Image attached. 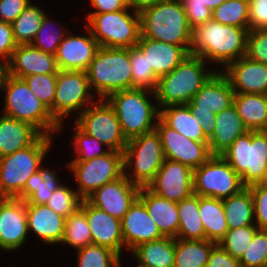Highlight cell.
<instances>
[{"label":"cell","mask_w":267,"mask_h":267,"mask_svg":"<svg viewBox=\"0 0 267 267\" xmlns=\"http://www.w3.org/2000/svg\"><path fill=\"white\" fill-rule=\"evenodd\" d=\"M222 204L228 229L256 225L253 222L255 217L252 193L248 187L236 195L222 199Z\"/></svg>","instance_id":"36"},{"label":"cell","mask_w":267,"mask_h":267,"mask_svg":"<svg viewBox=\"0 0 267 267\" xmlns=\"http://www.w3.org/2000/svg\"><path fill=\"white\" fill-rule=\"evenodd\" d=\"M5 68L7 74L22 79L34 74L59 72L56 56L45 53L31 44L17 45Z\"/></svg>","instance_id":"21"},{"label":"cell","mask_w":267,"mask_h":267,"mask_svg":"<svg viewBox=\"0 0 267 267\" xmlns=\"http://www.w3.org/2000/svg\"><path fill=\"white\" fill-rule=\"evenodd\" d=\"M239 261L242 267H267V230L255 232Z\"/></svg>","instance_id":"47"},{"label":"cell","mask_w":267,"mask_h":267,"mask_svg":"<svg viewBox=\"0 0 267 267\" xmlns=\"http://www.w3.org/2000/svg\"><path fill=\"white\" fill-rule=\"evenodd\" d=\"M160 134L164 157L196 169L211 156L208 142H196L167 126L160 118L155 121Z\"/></svg>","instance_id":"16"},{"label":"cell","mask_w":267,"mask_h":267,"mask_svg":"<svg viewBox=\"0 0 267 267\" xmlns=\"http://www.w3.org/2000/svg\"><path fill=\"white\" fill-rule=\"evenodd\" d=\"M138 198L164 236L177 238L179 215L177 202L162 198L147 187L140 188Z\"/></svg>","instance_id":"27"},{"label":"cell","mask_w":267,"mask_h":267,"mask_svg":"<svg viewBox=\"0 0 267 267\" xmlns=\"http://www.w3.org/2000/svg\"><path fill=\"white\" fill-rule=\"evenodd\" d=\"M126 1L129 10L130 8H132V11L134 10L135 12L140 14L142 11L154 6L161 0H126Z\"/></svg>","instance_id":"57"},{"label":"cell","mask_w":267,"mask_h":267,"mask_svg":"<svg viewBox=\"0 0 267 267\" xmlns=\"http://www.w3.org/2000/svg\"><path fill=\"white\" fill-rule=\"evenodd\" d=\"M5 72H6L5 64L2 62L0 63V88H1V82H2Z\"/></svg>","instance_id":"58"},{"label":"cell","mask_w":267,"mask_h":267,"mask_svg":"<svg viewBox=\"0 0 267 267\" xmlns=\"http://www.w3.org/2000/svg\"><path fill=\"white\" fill-rule=\"evenodd\" d=\"M205 64L206 61L201 57L189 54L170 73L161 76L154 94L158 108L189 103L216 72H207Z\"/></svg>","instance_id":"4"},{"label":"cell","mask_w":267,"mask_h":267,"mask_svg":"<svg viewBox=\"0 0 267 267\" xmlns=\"http://www.w3.org/2000/svg\"><path fill=\"white\" fill-rule=\"evenodd\" d=\"M91 5L96 9L89 14H100L124 10L128 5L126 0H91Z\"/></svg>","instance_id":"56"},{"label":"cell","mask_w":267,"mask_h":267,"mask_svg":"<svg viewBox=\"0 0 267 267\" xmlns=\"http://www.w3.org/2000/svg\"><path fill=\"white\" fill-rule=\"evenodd\" d=\"M244 188L240 176L221 155H212L194 169L193 194L224 199Z\"/></svg>","instance_id":"13"},{"label":"cell","mask_w":267,"mask_h":267,"mask_svg":"<svg viewBox=\"0 0 267 267\" xmlns=\"http://www.w3.org/2000/svg\"><path fill=\"white\" fill-rule=\"evenodd\" d=\"M123 155L124 175L140 188L147 187L165 160L160 134L155 129L129 139Z\"/></svg>","instance_id":"9"},{"label":"cell","mask_w":267,"mask_h":267,"mask_svg":"<svg viewBox=\"0 0 267 267\" xmlns=\"http://www.w3.org/2000/svg\"><path fill=\"white\" fill-rule=\"evenodd\" d=\"M66 166L74 173L78 195L85 200L98 188L124 175V155L110 151L91 160L71 161Z\"/></svg>","instance_id":"12"},{"label":"cell","mask_w":267,"mask_h":267,"mask_svg":"<svg viewBox=\"0 0 267 267\" xmlns=\"http://www.w3.org/2000/svg\"><path fill=\"white\" fill-rule=\"evenodd\" d=\"M249 1V30L267 29V0Z\"/></svg>","instance_id":"52"},{"label":"cell","mask_w":267,"mask_h":267,"mask_svg":"<svg viewBox=\"0 0 267 267\" xmlns=\"http://www.w3.org/2000/svg\"><path fill=\"white\" fill-rule=\"evenodd\" d=\"M16 47L12 24L0 20V58L5 59L3 62L5 65L9 62Z\"/></svg>","instance_id":"53"},{"label":"cell","mask_w":267,"mask_h":267,"mask_svg":"<svg viewBox=\"0 0 267 267\" xmlns=\"http://www.w3.org/2000/svg\"><path fill=\"white\" fill-rule=\"evenodd\" d=\"M225 69L223 74L235 93L267 95V65L244 56L229 63Z\"/></svg>","instance_id":"24"},{"label":"cell","mask_w":267,"mask_h":267,"mask_svg":"<svg viewBox=\"0 0 267 267\" xmlns=\"http://www.w3.org/2000/svg\"><path fill=\"white\" fill-rule=\"evenodd\" d=\"M234 90L221 71H216L186 103L190 112L200 119L199 125L209 139L215 130L216 114L233 105Z\"/></svg>","instance_id":"11"},{"label":"cell","mask_w":267,"mask_h":267,"mask_svg":"<svg viewBox=\"0 0 267 267\" xmlns=\"http://www.w3.org/2000/svg\"><path fill=\"white\" fill-rule=\"evenodd\" d=\"M73 135L77 158L72 161H87L101 157L110 152L109 149L102 151V143L96 138L83 132L77 125Z\"/></svg>","instance_id":"48"},{"label":"cell","mask_w":267,"mask_h":267,"mask_svg":"<svg viewBox=\"0 0 267 267\" xmlns=\"http://www.w3.org/2000/svg\"><path fill=\"white\" fill-rule=\"evenodd\" d=\"M45 12L29 4L12 23L13 36L17 45L31 44L42 25Z\"/></svg>","instance_id":"38"},{"label":"cell","mask_w":267,"mask_h":267,"mask_svg":"<svg viewBox=\"0 0 267 267\" xmlns=\"http://www.w3.org/2000/svg\"><path fill=\"white\" fill-rule=\"evenodd\" d=\"M258 229L257 225L229 229L218 244L233 258L240 259Z\"/></svg>","instance_id":"43"},{"label":"cell","mask_w":267,"mask_h":267,"mask_svg":"<svg viewBox=\"0 0 267 267\" xmlns=\"http://www.w3.org/2000/svg\"><path fill=\"white\" fill-rule=\"evenodd\" d=\"M131 252L142 267H174L175 238L164 236L145 242Z\"/></svg>","instance_id":"32"},{"label":"cell","mask_w":267,"mask_h":267,"mask_svg":"<svg viewBox=\"0 0 267 267\" xmlns=\"http://www.w3.org/2000/svg\"><path fill=\"white\" fill-rule=\"evenodd\" d=\"M30 2V0H0V20L12 24Z\"/></svg>","instance_id":"54"},{"label":"cell","mask_w":267,"mask_h":267,"mask_svg":"<svg viewBox=\"0 0 267 267\" xmlns=\"http://www.w3.org/2000/svg\"><path fill=\"white\" fill-rule=\"evenodd\" d=\"M233 105L249 131H267V95L235 93Z\"/></svg>","instance_id":"30"},{"label":"cell","mask_w":267,"mask_h":267,"mask_svg":"<svg viewBox=\"0 0 267 267\" xmlns=\"http://www.w3.org/2000/svg\"><path fill=\"white\" fill-rule=\"evenodd\" d=\"M50 26L51 21L45 14L42 25L31 45L45 53L56 55L58 46L62 42L65 35L60 30H52V33L50 32L47 34L50 31Z\"/></svg>","instance_id":"49"},{"label":"cell","mask_w":267,"mask_h":267,"mask_svg":"<svg viewBox=\"0 0 267 267\" xmlns=\"http://www.w3.org/2000/svg\"><path fill=\"white\" fill-rule=\"evenodd\" d=\"M76 119L75 124L83 132L99 140L110 151L124 153L128 140L122 132L114 108L106 99L95 101Z\"/></svg>","instance_id":"14"},{"label":"cell","mask_w":267,"mask_h":267,"mask_svg":"<svg viewBox=\"0 0 267 267\" xmlns=\"http://www.w3.org/2000/svg\"><path fill=\"white\" fill-rule=\"evenodd\" d=\"M77 252L78 267H121V257L107 247L89 244Z\"/></svg>","instance_id":"42"},{"label":"cell","mask_w":267,"mask_h":267,"mask_svg":"<svg viewBox=\"0 0 267 267\" xmlns=\"http://www.w3.org/2000/svg\"><path fill=\"white\" fill-rule=\"evenodd\" d=\"M215 130L208 139L212 155H221L237 137L249 130L244 125L234 105L216 114Z\"/></svg>","instance_id":"28"},{"label":"cell","mask_w":267,"mask_h":267,"mask_svg":"<svg viewBox=\"0 0 267 267\" xmlns=\"http://www.w3.org/2000/svg\"><path fill=\"white\" fill-rule=\"evenodd\" d=\"M136 45L146 55L149 68H152L154 75L158 79L170 73L190 54L182 46L172 45L141 35Z\"/></svg>","instance_id":"25"},{"label":"cell","mask_w":267,"mask_h":267,"mask_svg":"<svg viewBox=\"0 0 267 267\" xmlns=\"http://www.w3.org/2000/svg\"><path fill=\"white\" fill-rule=\"evenodd\" d=\"M246 56L252 61L267 65V29L248 31Z\"/></svg>","instance_id":"50"},{"label":"cell","mask_w":267,"mask_h":267,"mask_svg":"<svg viewBox=\"0 0 267 267\" xmlns=\"http://www.w3.org/2000/svg\"><path fill=\"white\" fill-rule=\"evenodd\" d=\"M216 242L175 238L174 267H206Z\"/></svg>","instance_id":"37"},{"label":"cell","mask_w":267,"mask_h":267,"mask_svg":"<svg viewBox=\"0 0 267 267\" xmlns=\"http://www.w3.org/2000/svg\"><path fill=\"white\" fill-rule=\"evenodd\" d=\"M160 119L171 129L196 142H208L199 125L200 119L196 118L186 104L169 105L160 108Z\"/></svg>","instance_id":"31"},{"label":"cell","mask_w":267,"mask_h":267,"mask_svg":"<svg viewBox=\"0 0 267 267\" xmlns=\"http://www.w3.org/2000/svg\"><path fill=\"white\" fill-rule=\"evenodd\" d=\"M193 175L189 166L165 158L147 188L162 198L180 202L193 194Z\"/></svg>","instance_id":"17"},{"label":"cell","mask_w":267,"mask_h":267,"mask_svg":"<svg viewBox=\"0 0 267 267\" xmlns=\"http://www.w3.org/2000/svg\"><path fill=\"white\" fill-rule=\"evenodd\" d=\"M141 36L182 46L190 53L192 29L181 0H161L140 13Z\"/></svg>","instance_id":"2"},{"label":"cell","mask_w":267,"mask_h":267,"mask_svg":"<svg viewBox=\"0 0 267 267\" xmlns=\"http://www.w3.org/2000/svg\"><path fill=\"white\" fill-rule=\"evenodd\" d=\"M248 31L247 28L224 25L210 19L192 29L190 54L205 61L212 60L225 68L246 56Z\"/></svg>","instance_id":"1"},{"label":"cell","mask_w":267,"mask_h":267,"mask_svg":"<svg viewBox=\"0 0 267 267\" xmlns=\"http://www.w3.org/2000/svg\"><path fill=\"white\" fill-rule=\"evenodd\" d=\"M121 226L124 245L130 251L142 243L164 237L139 198L123 216Z\"/></svg>","instance_id":"20"},{"label":"cell","mask_w":267,"mask_h":267,"mask_svg":"<svg viewBox=\"0 0 267 267\" xmlns=\"http://www.w3.org/2000/svg\"><path fill=\"white\" fill-rule=\"evenodd\" d=\"M51 136L41 135L32 145L0 157V198H17L27 180L41 167Z\"/></svg>","instance_id":"8"},{"label":"cell","mask_w":267,"mask_h":267,"mask_svg":"<svg viewBox=\"0 0 267 267\" xmlns=\"http://www.w3.org/2000/svg\"><path fill=\"white\" fill-rule=\"evenodd\" d=\"M41 135L31 124L2 115L0 117V157L27 148Z\"/></svg>","instance_id":"29"},{"label":"cell","mask_w":267,"mask_h":267,"mask_svg":"<svg viewBox=\"0 0 267 267\" xmlns=\"http://www.w3.org/2000/svg\"><path fill=\"white\" fill-rule=\"evenodd\" d=\"M82 200L77 191L60 185L53 191L46 205L57 214L67 218L80 207Z\"/></svg>","instance_id":"46"},{"label":"cell","mask_w":267,"mask_h":267,"mask_svg":"<svg viewBox=\"0 0 267 267\" xmlns=\"http://www.w3.org/2000/svg\"><path fill=\"white\" fill-rule=\"evenodd\" d=\"M0 89L6 91L4 115L31 124L42 135L51 136L60 130L61 125L32 93L24 79L5 72Z\"/></svg>","instance_id":"3"},{"label":"cell","mask_w":267,"mask_h":267,"mask_svg":"<svg viewBox=\"0 0 267 267\" xmlns=\"http://www.w3.org/2000/svg\"><path fill=\"white\" fill-rule=\"evenodd\" d=\"M130 62L132 89L138 88L155 91L158 78L154 75L152 68H149L146 55L137 45L130 48Z\"/></svg>","instance_id":"41"},{"label":"cell","mask_w":267,"mask_h":267,"mask_svg":"<svg viewBox=\"0 0 267 267\" xmlns=\"http://www.w3.org/2000/svg\"><path fill=\"white\" fill-rule=\"evenodd\" d=\"M155 91L147 89H128L111 93L106 100L114 108L122 132L127 140L152 132L160 118V109L148 98L147 93Z\"/></svg>","instance_id":"6"},{"label":"cell","mask_w":267,"mask_h":267,"mask_svg":"<svg viewBox=\"0 0 267 267\" xmlns=\"http://www.w3.org/2000/svg\"><path fill=\"white\" fill-rule=\"evenodd\" d=\"M60 243H65L76 250L92 244L89 223L81 207L65 219L64 236Z\"/></svg>","instance_id":"39"},{"label":"cell","mask_w":267,"mask_h":267,"mask_svg":"<svg viewBox=\"0 0 267 267\" xmlns=\"http://www.w3.org/2000/svg\"><path fill=\"white\" fill-rule=\"evenodd\" d=\"M212 19L249 30V1L227 0L212 11Z\"/></svg>","instance_id":"40"},{"label":"cell","mask_w":267,"mask_h":267,"mask_svg":"<svg viewBox=\"0 0 267 267\" xmlns=\"http://www.w3.org/2000/svg\"><path fill=\"white\" fill-rule=\"evenodd\" d=\"M80 207L89 223L92 244L107 247L121 256V249L125 246L121 220L92 205L87 199L82 200Z\"/></svg>","instance_id":"22"},{"label":"cell","mask_w":267,"mask_h":267,"mask_svg":"<svg viewBox=\"0 0 267 267\" xmlns=\"http://www.w3.org/2000/svg\"><path fill=\"white\" fill-rule=\"evenodd\" d=\"M32 93L50 110L54 118L57 74H34L23 78Z\"/></svg>","instance_id":"44"},{"label":"cell","mask_w":267,"mask_h":267,"mask_svg":"<svg viewBox=\"0 0 267 267\" xmlns=\"http://www.w3.org/2000/svg\"><path fill=\"white\" fill-rule=\"evenodd\" d=\"M199 214L205 229V239L218 243L229 230L222 199L199 196Z\"/></svg>","instance_id":"33"},{"label":"cell","mask_w":267,"mask_h":267,"mask_svg":"<svg viewBox=\"0 0 267 267\" xmlns=\"http://www.w3.org/2000/svg\"><path fill=\"white\" fill-rule=\"evenodd\" d=\"M227 0H181L191 29L212 19V11Z\"/></svg>","instance_id":"45"},{"label":"cell","mask_w":267,"mask_h":267,"mask_svg":"<svg viewBox=\"0 0 267 267\" xmlns=\"http://www.w3.org/2000/svg\"><path fill=\"white\" fill-rule=\"evenodd\" d=\"M206 267H242L239 259L233 258L218 243L212 248Z\"/></svg>","instance_id":"55"},{"label":"cell","mask_w":267,"mask_h":267,"mask_svg":"<svg viewBox=\"0 0 267 267\" xmlns=\"http://www.w3.org/2000/svg\"><path fill=\"white\" fill-rule=\"evenodd\" d=\"M139 191L140 187L123 175L98 188L87 200L107 214L122 220L130 206L138 198Z\"/></svg>","instance_id":"18"},{"label":"cell","mask_w":267,"mask_h":267,"mask_svg":"<svg viewBox=\"0 0 267 267\" xmlns=\"http://www.w3.org/2000/svg\"><path fill=\"white\" fill-rule=\"evenodd\" d=\"M91 90L86 71L59 70L55 89L54 120L62 126V118L71 111L77 110L79 115L95 103L91 99Z\"/></svg>","instance_id":"15"},{"label":"cell","mask_w":267,"mask_h":267,"mask_svg":"<svg viewBox=\"0 0 267 267\" xmlns=\"http://www.w3.org/2000/svg\"><path fill=\"white\" fill-rule=\"evenodd\" d=\"M91 89L106 99L111 93L132 89L130 48L100 47L86 70Z\"/></svg>","instance_id":"5"},{"label":"cell","mask_w":267,"mask_h":267,"mask_svg":"<svg viewBox=\"0 0 267 267\" xmlns=\"http://www.w3.org/2000/svg\"><path fill=\"white\" fill-rule=\"evenodd\" d=\"M179 228L177 238L184 240H205V229L199 214V195L177 202Z\"/></svg>","instance_id":"34"},{"label":"cell","mask_w":267,"mask_h":267,"mask_svg":"<svg viewBox=\"0 0 267 267\" xmlns=\"http://www.w3.org/2000/svg\"><path fill=\"white\" fill-rule=\"evenodd\" d=\"M254 203V217L260 230H267V183H256L248 186Z\"/></svg>","instance_id":"51"},{"label":"cell","mask_w":267,"mask_h":267,"mask_svg":"<svg viewBox=\"0 0 267 267\" xmlns=\"http://www.w3.org/2000/svg\"><path fill=\"white\" fill-rule=\"evenodd\" d=\"M28 232L25 201L0 198V248L16 251L24 244Z\"/></svg>","instance_id":"19"},{"label":"cell","mask_w":267,"mask_h":267,"mask_svg":"<svg viewBox=\"0 0 267 267\" xmlns=\"http://www.w3.org/2000/svg\"><path fill=\"white\" fill-rule=\"evenodd\" d=\"M61 184L53 171L40 167L27 180L22 193L17 199L25 201L26 204H46Z\"/></svg>","instance_id":"35"},{"label":"cell","mask_w":267,"mask_h":267,"mask_svg":"<svg viewBox=\"0 0 267 267\" xmlns=\"http://www.w3.org/2000/svg\"><path fill=\"white\" fill-rule=\"evenodd\" d=\"M28 231L32 230L47 244L60 243L65 219L46 204H26Z\"/></svg>","instance_id":"26"},{"label":"cell","mask_w":267,"mask_h":267,"mask_svg":"<svg viewBox=\"0 0 267 267\" xmlns=\"http://www.w3.org/2000/svg\"><path fill=\"white\" fill-rule=\"evenodd\" d=\"M124 10L100 14H89L88 27L100 47L131 48L141 35L140 14H129Z\"/></svg>","instance_id":"10"},{"label":"cell","mask_w":267,"mask_h":267,"mask_svg":"<svg viewBox=\"0 0 267 267\" xmlns=\"http://www.w3.org/2000/svg\"><path fill=\"white\" fill-rule=\"evenodd\" d=\"M68 36L63 38L56 53V62L59 70L86 71L100 48L97 40L92 36Z\"/></svg>","instance_id":"23"},{"label":"cell","mask_w":267,"mask_h":267,"mask_svg":"<svg viewBox=\"0 0 267 267\" xmlns=\"http://www.w3.org/2000/svg\"><path fill=\"white\" fill-rule=\"evenodd\" d=\"M245 187L267 181V131H248L221 154Z\"/></svg>","instance_id":"7"}]
</instances>
